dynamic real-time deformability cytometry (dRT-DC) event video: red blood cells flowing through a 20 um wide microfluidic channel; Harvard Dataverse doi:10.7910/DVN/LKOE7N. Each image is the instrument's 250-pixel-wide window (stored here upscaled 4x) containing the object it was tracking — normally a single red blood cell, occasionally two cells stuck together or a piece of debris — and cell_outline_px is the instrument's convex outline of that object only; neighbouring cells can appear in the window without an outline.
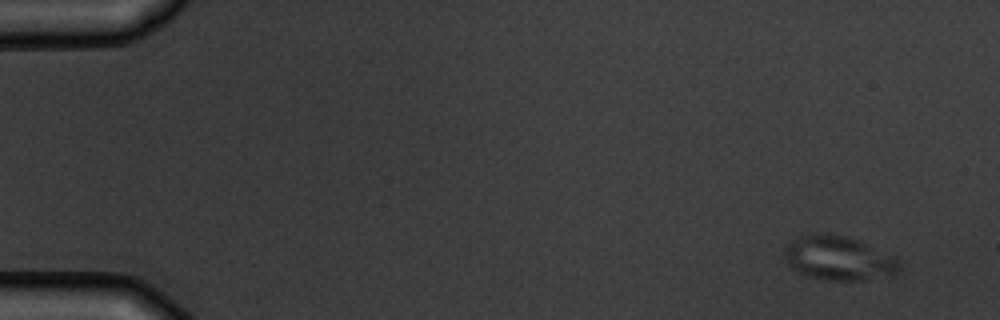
{"species": "common noctule bat (a hibernating species)", "species_latin": "Nyctalus noctula", "temperature_condition": "warm", "stored_images_in_passage": 5, "camera_frame_rate_fps": 3000, "um_per_image_px": 0.085, "animal": {"sex": "male", "body_mass_g": 19.5, "forearm_length_mm": 54.6}, "frame": {"image": 1, "passage_image": 1, "time_ms": 0.0, "image_size_px": [1000, 320], "cell_outline_px": [[900, 268], [892, 276], [860, 280], [828, 280], [808, 276], [792, 268], [784, 260], [784, 248], [792, 240], [800, 236], [848, 236], [900, 256]], "centroid_in_image_um": [71.38, 21.97], "position_along_channel_um": 13.6, "area_um2": 29.48}}